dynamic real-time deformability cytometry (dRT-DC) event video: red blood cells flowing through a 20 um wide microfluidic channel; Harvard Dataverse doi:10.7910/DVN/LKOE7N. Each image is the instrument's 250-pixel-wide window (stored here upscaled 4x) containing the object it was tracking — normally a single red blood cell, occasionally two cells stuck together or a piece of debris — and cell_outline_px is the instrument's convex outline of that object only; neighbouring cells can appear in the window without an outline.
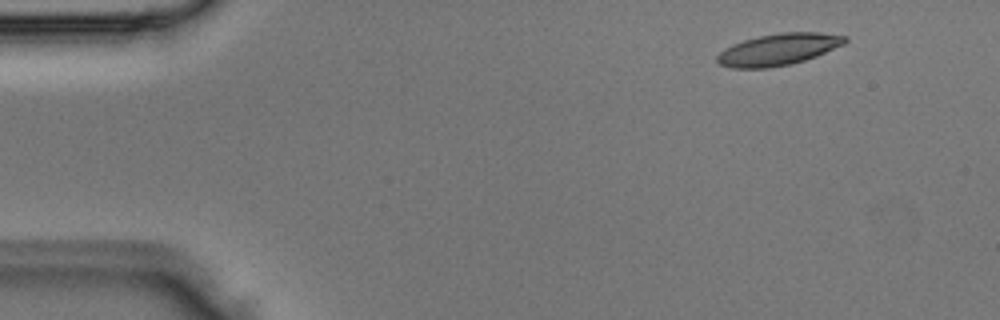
{"species": "Egyptian fruit bat (a non-hibernating species)", "species_latin": "Rousettus aegyptiacus", "temperature_condition": "room temperature", "stored_images_in_passage": 2, "camera_frame_rate_fps": 3000, "um_per_image_px": 0.085, "animal": {"sex": "male"}, "frame": {"image": 1, "passage_image": 1, "time_ms": 0.0, "image_size_px": [1000, 320], "cell_outline_px": [[848, 40], [844, 44], [816, 56], [792, 64], [768, 68], [732, 68], [720, 64], [716, 60], [716, 56], [724, 48], [732, 44], [744, 40], [760, 36], [780, 32], [820, 32], [848, 36]], "centroid_in_image_um": [66.17, 4.2], "position_along_channel_um": 18.8, "area_um2": 23.64}}